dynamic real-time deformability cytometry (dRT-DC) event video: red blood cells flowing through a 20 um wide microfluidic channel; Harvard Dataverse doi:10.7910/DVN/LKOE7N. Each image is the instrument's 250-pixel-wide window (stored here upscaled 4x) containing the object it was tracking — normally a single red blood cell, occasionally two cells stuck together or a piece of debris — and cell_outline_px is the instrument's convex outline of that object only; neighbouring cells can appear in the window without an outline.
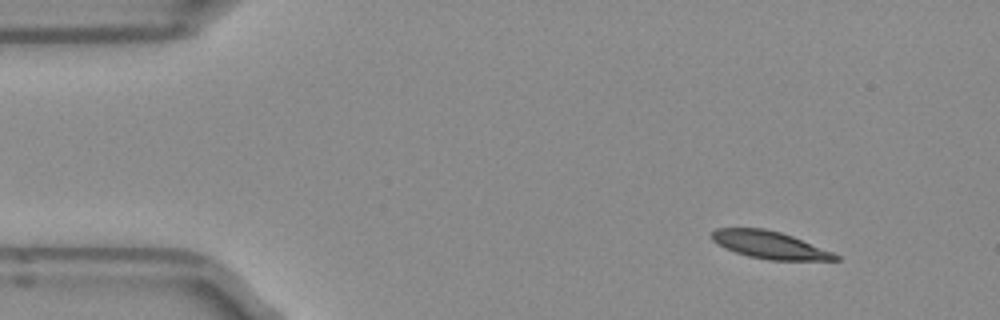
{"species": "Egyptian fruit bat (a non-hibernating species)", "species_latin": "Rousettus aegyptiacus", "temperature_condition": "room temperature", "stored_images_in_passage": 46, "camera_frame_rate_fps": 3000, "um_per_image_px": 0.085, "frame": {"image": 1, "passage_image": 1, "time_ms": 0.0, "image_size_px": [1000, 320], "cell_outline_px": [[840, 260], [768, 260], [748, 256], [736, 252], [712, 240], [712, 232], [716, 228], [764, 228], [780, 232], [792, 236], [832, 252], [840, 256]], "centroid_in_image_um": [65.44, 20.82], "position_along_channel_um": 19.6, "area_um2": 19.42}}
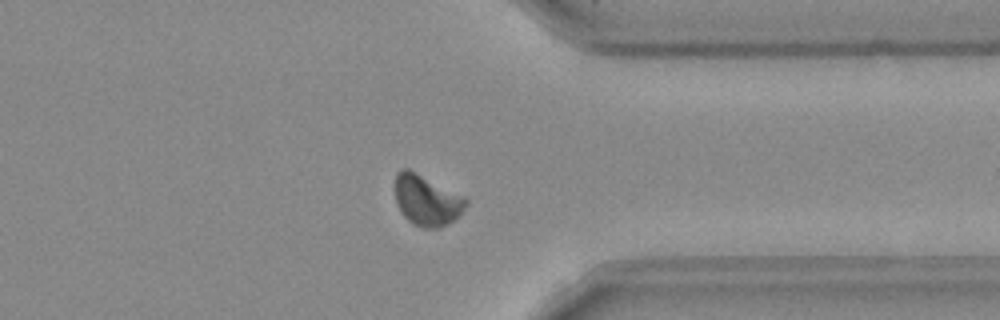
{"frame": {"image": 2, "passage_image": 35, "time_ms": 11.333, "image_size_px": [1000, 320], "cell_outline_px": [[468, 204], [460, 216], [448, 224], [436, 228], [420, 228], [412, 224], [400, 212], [396, 204], [396, 172], [400, 168], [408, 168], [464, 196], [468, 200]], "centroid_in_image_um": [36.28, 17.04], "position_along_channel_um": 375.1, "area_um2": 21.15}}
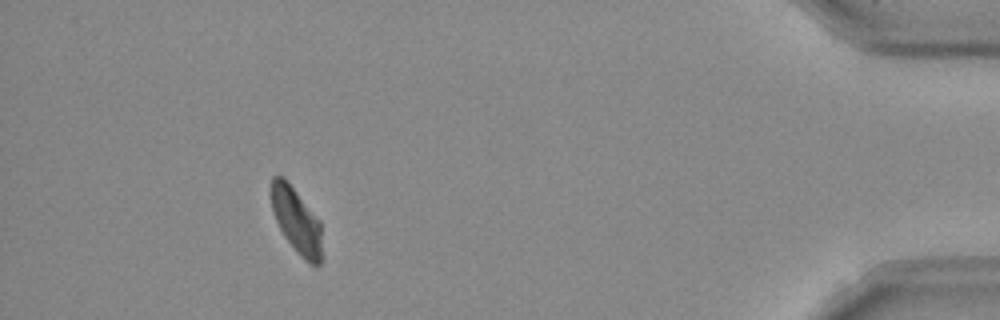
{"frame": {"image": 3, "passage_image": 42, "time_ms": 13.667, "image_size_px": [1000, 320], "cell_outline_px": [[320, 264], [316, 268], [304, 260], [300, 256], [284, 236], [276, 220], [272, 208], [272, 176], [284, 176], [320, 220]], "centroid_in_image_um": [25.2, 18.75], "position_along_channel_um": 410.0, "area_um2": 19.07}, "authors_computed_cell_mechanics": {"area_um2": 20.4323, "velocity_mm_per_s": 3.9194, "shape_relaxation_time_tau1_ms": 6.284, "shape_relaxation_time_tau2_ms": 2.7886, "deformation_change_tau1": 0.1407, "deformation_change_tau2": 0.0691}}